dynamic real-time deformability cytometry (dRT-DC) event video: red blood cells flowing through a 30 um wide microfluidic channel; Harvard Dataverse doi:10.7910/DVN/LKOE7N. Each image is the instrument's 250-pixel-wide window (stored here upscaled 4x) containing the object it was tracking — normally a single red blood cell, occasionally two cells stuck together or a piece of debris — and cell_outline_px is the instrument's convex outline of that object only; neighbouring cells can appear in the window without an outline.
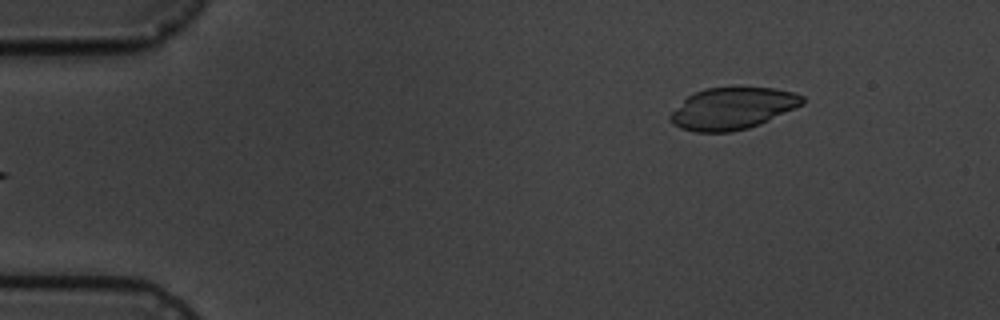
{"species": "common noctule bat (a hibernating species)", "species_latin": "Nyctalus noctula", "temperature_condition": "cold", "stored_images_in_passage": 6, "segment_of_instrument_passage": [2, 2], "camera_frame_rate_fps": 3000, "um_per_image_px": 0.085, "animal": {"sex": "male", "body_mass_g": 19.5, "forearm_length_mm": 54.6}, "frame": {"image": 1, "passage_image": 6, "time_ms": 5.667, "image_size_px": [1000, 320], "cell_outline_px": [[804, 104], [760, 124], [748, 128], [732, 132], [696, 132], [680, 128], [672, 124], [668, 116], [688, 96], [696, 92], [708, 88], [776, 88], [796, 92], [804, 96]], "centroid_in_image_um": [62.29, 9.23], "position_along_channel_um": 22.7, "area_um2": 32.08}}